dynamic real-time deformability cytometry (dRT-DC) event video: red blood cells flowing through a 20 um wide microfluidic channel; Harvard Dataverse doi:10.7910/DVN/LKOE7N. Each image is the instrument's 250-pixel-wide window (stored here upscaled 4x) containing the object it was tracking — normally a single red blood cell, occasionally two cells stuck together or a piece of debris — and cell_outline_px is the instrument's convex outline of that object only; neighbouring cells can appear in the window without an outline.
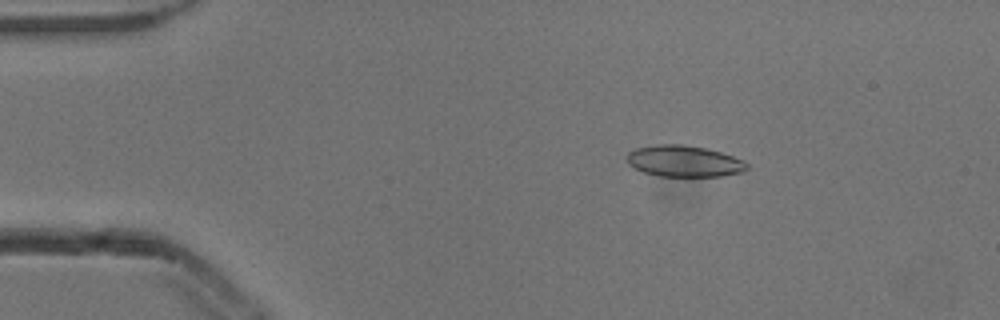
{"species": "common noctule bat (a hibernating species)", "species_latin": "Nyctalus noctula", "temperature_condition": "cold", "stored_images_in_passage": 53, "camera_frame_rate_fps": 3000, "um_per_image_px": 0.085, "animal": {"sex": "male", "body_mass_g": 13.3}, "frame": {"image": 1, "passage_image": 9, "time_ms": 2.667, "image_size_px": [1000, 320], "cell_outline_px": [[748, 168], [744, 172], [720, 176], [660, 176], [644, 172], [628, 164], [628, 152], [636, 148], [656, 144], [680, 144], [708, 148], [744, 160], [748, 164]], "centroid_in_image_um": [58.18, 13.69], "position_along_channel_um": 26.8, "area_um2": 21.91}}
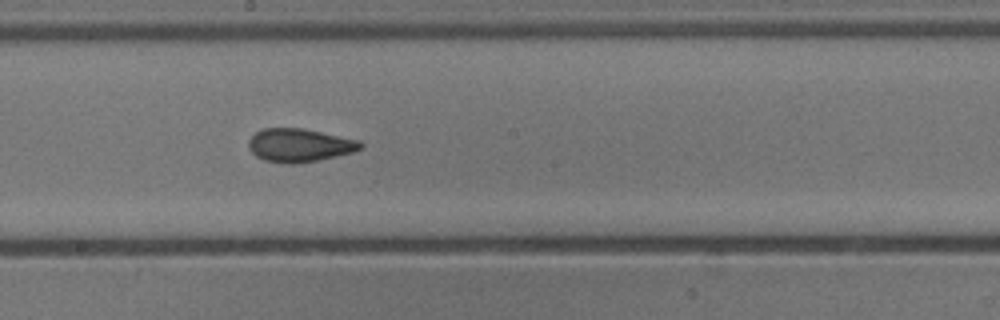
{"frame": {"image": 2, "passage_image": 29, "time_ms": 9.333, "image_size_px": [1000, 320], "cell_outline_px": [[364, 148], [352, 152], [336, 156], [316, 160], [292, 164], [288, 164], [264, 160], [256, 156], [248, 148], [248, 140], [256, 132], [264, 128], [304, 128], [360, 140], [364, 144]], "centroid_in_image_um": [25.47, 12.33], "position_along_channel_um": 222.7, "area_um2": 21.79}}
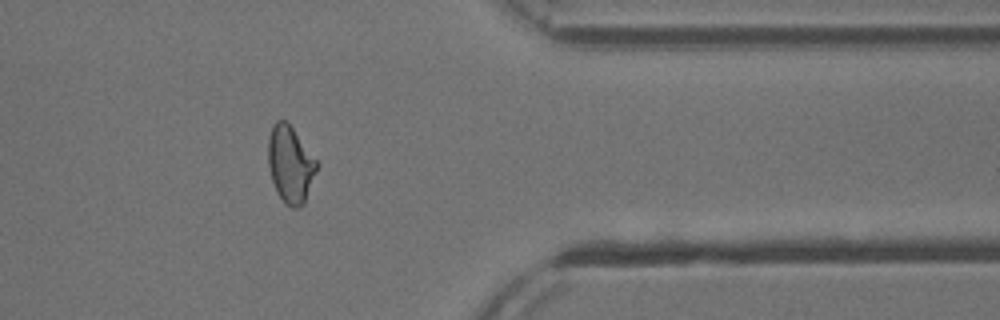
{"frame": {"image": 3, "passage_image": 43, "time_ms": 14.0, "image_size_px": [1000, 320], "cell_outline_px": [[320, 164], [304, 204], [300, 208], [292, 208], [284, 204], [272, 180], [268, 164], [268, 136], [272, 124], [276, 120], [288, 120]], "centroid_in_image_um": [24.7, 13.94], "position_along_channel_um": 386.7, "area_um2": 22.25}, "authors_computed_cell_mechanics": {"area_um2": 21.7906, "velocity_mm_per_s": 3.8802, "shape_relaxation_time_tau1_ms": null, "shape_relaxation_time_tau2_ms": 1.7635, "deformation_change_tau1": null, "deformation_change_tau2": 0.0745}}